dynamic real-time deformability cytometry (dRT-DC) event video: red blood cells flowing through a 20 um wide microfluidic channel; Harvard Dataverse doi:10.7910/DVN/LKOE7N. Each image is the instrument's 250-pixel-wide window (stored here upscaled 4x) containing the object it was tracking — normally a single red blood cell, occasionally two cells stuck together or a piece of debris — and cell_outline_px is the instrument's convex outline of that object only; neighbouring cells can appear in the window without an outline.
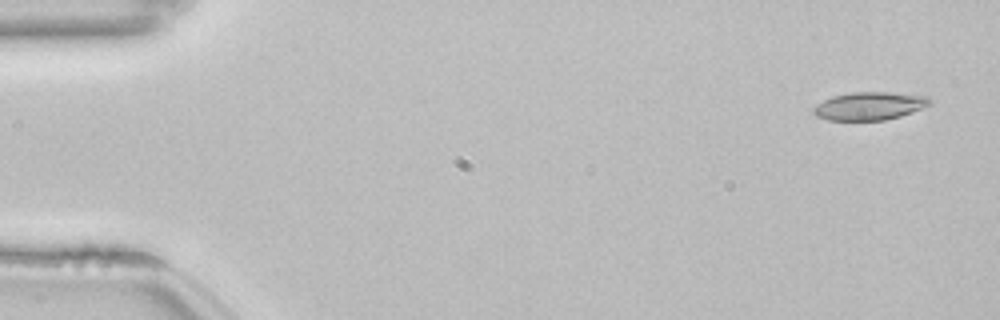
{"species": "common noctule bat (a hibernating species)", "species_latin": "Nyctalus noctula", "temperature_condition": "room temperature", "stored_images_in_passage": 52, "camera_frame_rate_fps": 3000, "um_per_image_px": 0.085, "animal": {"sex": "female", "body_mass_g": 22.7, "forearm_length_mm": 54.2}, "frame": {"image": 1, "passage_image": 1, "time_ms": 0.0, "image_size_px": [1000, 320], "cell_outline_px": [[932, 104], [912, 112], [900, 116], [884, 120], [828, 120], [816, 116], [812, 112], [812, 108], [816, 104], [832, 96], [852, 92], [888, 92], [928, 96], [932, 100]], "centroid_in_image_um": [73.9, 9.0], "position_along_channel_um": 11.1, "area_um2": 19.07}}
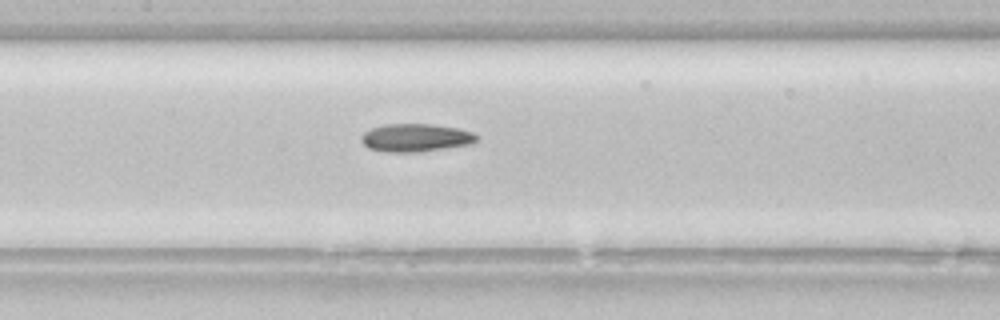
{"frame": {"image": 2, "passage_image": 24, "time_ms": 7.667, "image_size_px": [1000, 320], "cell_outline_px": [[480, 136], [472, 144], [416, 152], [388, 152], [368, 148], [360, 140], [360, 136], [364, 132], [372, 128], [384, 124], [432, 124], [456, 128], [472, 132]], "centroid_in_image_um": [35.32, 11.7], "position_along_channel_um": 172.1, "area_um2": 18.79}}
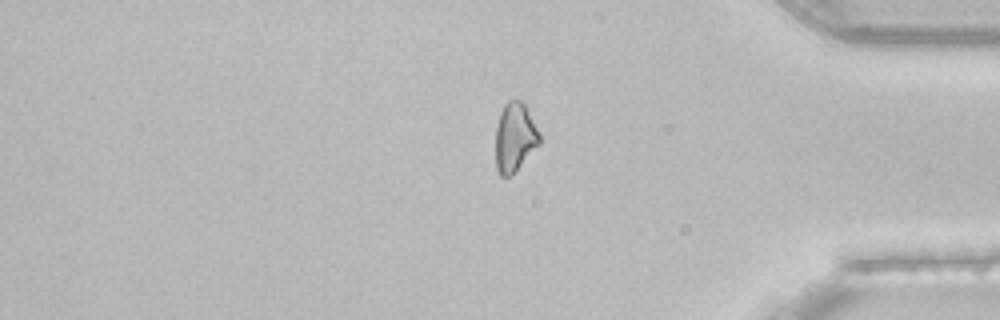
{"frame": {"image": 3, "passage_image": 43, "time_ms": 14.0, "image_size_px": [1000, 320], "cell_outline_px": [[540, 144], [516, 172], [512, 176], [500, 176], [496, 168], [496, 124], [500, 112], [504, 104], [508, 100], [520, 100], [524, 104], [540, 136]], "centroid_in_image_um": [43.74, 11.71], "position_along_channel_um": 391.5, "area_um2": 17.69}, "authors_computed_cell_mechanics": {"area_um2": 18.785, "velocity_mm_per_s": 3.8452, "shape_relaxation_time_tau1_ms": 6.7873, "shape_relaxation_time_tau2_ms": 4.4628, "deformation_change_tau1": 0.1532, "deformation_change_tau2": 0.1216}}